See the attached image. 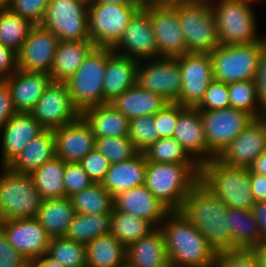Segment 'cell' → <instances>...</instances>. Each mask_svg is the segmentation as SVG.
<instances>
[{
    "instance_id": "1",
    "label": "cell",
    "mask_w": 266,
    "mask_h": 267,
    "mask_svg": "<svg viewBox=\"0 0 266 267\" xmlns=\"http://www.w3.org/2000/svg\"><path fill=\"white\" fill-rule=\"evenodd\" d=\"M227 210L228 207L224 202L198 181L185 198L179 211L219 253L231 250Z\"/></svg>"
},
{
    "instance_id": "2",
    "label": "cell",
    "mask_w": 266,
    "mask_h": 267,
    "mask_svg": "<svg viewBox=\"0 0 266 267\" xmlns=\"http://www.w3.org/2000/svg\"><path fill=\"white\" fill-rule=\"evenodd\" d=\"M166 219L159 229L171 267H213L218 253L203 234L180 211H170Z\"/></svg>"
},
{
    "instance_id": "3",
    "label": "cell",
    "mask_w": 266,
    "mask_h": 267,
    "mask_svg": "<svg viewBox=\"0 0 266 267\" xmlns=\"http://www.w3.org/2000/svg\"><path fill=\"white\" fill-rule=\"evenodd\" d=\"M200 166L147 161L144 185L170 211H179L199 181Z\"/></svg>"
},
{
    "instance_id": "4",
    "label": "cell",
    "mask_w": 266,
    "mask_h": 267,
    "mask_svg": "<svg viewBox=\"0 0 266 267\" xmlns=\"http://www.w3.org/2000/svg\"><path fill=\"white\" fill-rule=\"evenodd\" d=\"M199 181L228 208L251 210L256 202L249 168L229 166L215 157L200 166Z\"/></svg>"
},
{
    "instance_id": "5",
    "label": "cell",
    "mask_w": 266,
    "mask_h": 267,
    "mask_svg": "<svg viewBox=\"0 0 266 267\" xmlns=\"http://www.w3.org/2000/svg\"><path fill=\"white\" fill-rule=\"evenodd\" d=\"M0 176V221L36 218L42 197L30 174L11 171L7 166Z\"/></svg>"
},
{
    "instance_id": "6",
    "label": "cell",
    "mask_w": 266,
    "mask_h": 267,
    "mask_svg": "<svg viewBox=\"0 0 266 267\" xmlns=\"http://www.w3.org/2000/svg\"><path fill=\"white\" fill-rule=\"evenodd\" d=\"M108 59V47H94L75 74L65 83L72 104L82 110L104 104L103 82Z\"/></svg>"
},
{
    "instance_id": "7",
    "label": "cell",
    "mask_w": 266,
    "mask_h": 267,
    "mask_svg": "<svg viewBox=\"0 0 266 267\" xmlns=\"http://www.w3.org/2000/svg\"><path fill=\"white\" fill-rule=\"evenodd\" d=\"M212 2L193 1L177 5V17L186 41L187 53L210 54L219 44Z\"/></svg>"
},
{
    "instance_id": "8",
    "label": "cell",
    "mask_w": 266,
    "mask_h": 267,
    "mask_svg": "<svg viewBox=\"0 0 266 267\" xmlns=\"http://www.w3.org/2000/svg\"><path fill=\"white\" fill-rule=\"evenodd\" d=\"M256 0H220L214 7L220 45H241L261 42L256 37L255 18L250 3Z\"/></svg>"
},
{
    "instance_id": "9",
    "label": "cell",
    "mask_w": 266,
    "mask_h": 267,
    "mask_svg": "<svg viewBox=\"0 0 266 267\" xmlns=\"http://www.w3.org/2000/svg\"><path fill=\"white\" fill-rule=\"evenodd\" d=\"M261 42L218 45L211 53L213 78L227 84L256 80Z\"/></svg>"
},
{
    "instance_id": "10",
    "label": "cell",
    "mask_w": 266,
    "mask_h": 267,
    "mask_svg": "<svg viewBox=\"0 0 266 267\" xmlns=\"http://www.w3.org/2000/svg\"><path fill=\"white\" fill-rule=\"evenodd\" d=\"M141 7L99 2L88 6V33L94 46L112 48Z\"/></svg>"
},
{
    "instance_id": "11",
    "label": "cell",
    "mask_w": 266,
    "mask_h": 267,
    "mask_svg": "<svg viewBox=\"0 0 266 267\" xmlns=\"http://www.w3.org/2000/svg\"><path fill=\"white\" fill-rule=\"evenodd\" d=\"M41 25L59 41L90 40L88 6L80 0H50Z\"/></svg>"
},
{
    "instance_id": "12",
    "label": "cell",
    "mask_w": 266,
    "mask_h": 267,
    "mask_svg": "<svg viewBox=\"0 0 266 267\" xmlns=\"http://www.w3.org/2000/svg\"><path fill=\"white\" fill-rule=\"evenodd\" d=\"M200 115L205 132L207 151L214 158L254 119L246 111L233 107L200 111Z\"/></svg>"
},
{
    "instance_id": "13",
    "label": "cell",
    "mask_w": 266,
    "mask_h": 267,
    "mask_svg": "<svg viewBox=\"0 0 266 267\" xmlns=\"http://www.w3.org/2000/svg\"><path fill=\"white\" fill-rule=\"evenodd\" d=\"M29 113L45 130L60 128L80 116V111L72 104L67 84L54 81Z\"/></svg>"
},
{
    "instance_id": "14",
    "label": "cell",
    "mask_w": 266,
    "mask_h": 267,
    "mask_svg": "<svg viewBox=\"0 0 266 267\" xmlns=\"http://www.w3.org/2000/svg\"><path fill=\"white\" fill-rule=\"evenodd\" d=\"M181 71V89L176 103L196 107L213 78L210 54L185 53L178 57Z\"/></svg>"
},
{
    "instance_id": "15",
    "label": "cell",
    "mask_w": 266,
    "mask_h": 267,
    "mask_svg": "<svg viewBox=\"0 0 266 267\" xmlns=\"http://www.w3.org/2000/svg\"><path fill=\"white\" fill-rule=\"evenodd\" d=\"M150 16L157 45V56L176 58L187 53L186 41L177 17V5L143 6Z\"/></svg>"
},
{
    "instance_id": "16",
    "label": "cell",
    "mask_w": 266,
    "mask_h": 267,
    "mask_svg": "<svg viewBox=\"0 0 266 267\" xmlns=\"http://www.w3.org/2000/svg\"><path fill=\"white\" fill-rule=\"evenodd\" d=\"M266 151V120L254 118L216 157L222 163L249 168Z\"/></svg>"
},
{
    "instance_id": "17",
    "label": "cell",
    "mask_w": 266,
    "mask_h": 267,
    "mask_svg": "<svg viewBox=\"0 0 266 267\" xmlns=\"http://www.w3.org/2000/svg\"><path fill=\"white\" fill-rule=\"evenodd\" d=\"M144 68L137 69V84L145 90L163 96L170 103H176L181 89V71L178 57H159ZM151 64V65H150Z\"/></svg>"
},
{
    "instance_id": "18",
    "label": "cell",
    "mask_w": 266,
    "mask_h": 267,
    "mask_svg": "<svg viewBox=\"0 0 266 267\" xmlns=\"http://www.w3.org/2000/svg\"><path fill=\"white\" fill-rule=\"evenodd\" d=\"M0 229L10 245L27 260L47 254L51 236L36 218L1 220Z\"/></svg>"
},
{
    "instance_id": "19",
    "label": "cell",
    "mask_w": 266,
    "mask_h": 267,
    "mask_svg": "<svg viewBox=\"0 0 266 267\" xmlns=\"http://www.w3.org/2000/svg\"><path fill=\"white\" fill-rule=\"evenodd\" d=\"M59 39L41 24L34 25L17 53L18 69L49 73Z\"/></svg>"
},
{
    "instance_id": "20",
    "label": "cell",
    "mask_w": 266,
    "mask_h": 267,
    "mask_svg": "<svg viewBox=\"0 0 266 267\" xmlns=\"http://www.w3.org/2000/svg\"><path fill=\"white\" fill-rule=\"evenodd\" d=\"M124 47L128 52H119L118 54L138 59H154L158 58L155 34L153 32L150 21L149 12L141 7L131 17L128 27L124 30L122 37L112 47L115 52L117 49ZM140 57V58H139ZM153 57V58H151Z\"/></svg>"
},
{
    "instance_id": "21",
    "label": "cell",
    "mask_w": 266,
    "mask_h": 267,
    "mask_svg": "<svg viewBox=\"0 0 266 267\" xmlns=\"http://www.w3.org/2000/svg\"><path fill=\"white\" fill-rule=\"evenodd\" d=\"M52 131L55 136L56 157L66 163L80 162L95 149L96 138L81 116Z\"/></svg>"
},
{
    "instance_id": "22",
    "label": "cell",
    "mask_w": 266,
    "mask_h": 267,
    "mask_svg": "<svg viewBox=\"0 0 266 267\" xmlns=\"http://www.w3.org/2000/svg\"><path fill=\"white\" fill-rule=\"evenodd\" d=\"M173 138L181 144L189 155L192 154L191 156L197 157L195 160L200 165L214 158L207 151L203 123L200 111L196 107H184L178 104V121ZM199 156L201 157L199 158Z\"/></svg>"
},
{
    "instance_id": "23",
    "label": "cell",
    "mask_w": 266,
    "mask_h": 267,
    "mask_svg": "<svg viewBox=\"0 0 266 267\" xmlns=\"http://www.w3.org/2000/svg\"><path fill=\"white\" fill-rule=\"evenodd\" d=\"M3 128V167L8 166L28 142L45 130L29 112H16Z\"/></svg>"
},
{
    "instance_id": "24",
    "label": "cell",
    "mask_w": 266,
    "mask_h": 267,
    "mask_svg": "<svg viewBox=\"0 0 266 267\" xmlns=\"http://www.w3.org/2000/svg\"><path fill=\"white\" fill-rule=\"evenodd\" d=\"M114 208L155 223L164 222L170 210L145 185L120 192L114 197ZM163 219V220H162Z\"/></svg>"
},
{
    "instance_id": "25",
    "label": "cell",
    "mask_w": 266,
    "mask_h": 267,
    "mask_svg": "<svg viewBox=\"0 0 266 267\" xmlns=\"http://www.w3.org/2000/svg\"><path fill=\"white\" fill-rule=\"evenodd\" d=\"M12 103L17 112H29L51 83L49 73L15 71L8 79Z\"/></svg>"
},
{
    "instance_id": "26",
    "label": "cell",
    "mask_w": 266,
    "mask_h": 267,
    "mask_svg": "<svg viewBox=\"0 0 266 267\" xmlns=\"http://www.w3.org/2000/svg\"><path fill=\"white\" fill-rule=\"evenodd\" d=\"M138 61L118 54L108 47V59L104 75V104L110 103L137 83Z\"/></svg>"
},
{
    "instance_id": "27",
    "label": "cell",
    "mask_w": 266,
    "mask_h": 267,
    "mask_svg": "<svg viewBox=\"0 0 266 267\" xmlns=\"http://www.w3.org/2000/svg\"><path fill=\"white\" fill-rule=\"evenodd\" d=\"M126 267H171L159 227L126 246Z\"/></svg>"
},
{
    "instance_id": "28",
    "label": "cell",
    "mask_w": 266,
    "mask_h": 267,
    "mask_svg": "<svg viewBox=\"0 0 266 267\" xmlns=\"http://www.w3.org/2000/svg\"><path fill=\"white\" fill-rule=\"evenodd\" d=\"M147 160L143 152L133 158L111 164L102 186L115 197L120 192L145 184Z\"/></svg>"
},
{
    "instance_id": "29",
    "label": "cell",
    "mask_w": 266,
    "mask_h": 267,
    "mask_svg": "<svg viewBox=\"0 0 266 267\" xmlns=\"http://www.w3.org/2000/svg\"><path fill=\"white\" fill-rule=\"evenodd\" d=\"M80 116L89 125L95 138L128 136L129 119L111 103L88 107L80 112Z\"/></svg>"
},
{
    "instance_id": "30",
    "label": "cell",
    "mask_w": 266,
    "mask_h": 267,
    "mask_svg": "<svg viewBox=\"0 0 266 267\" xmlns=\"http://www.w3.org/2000/svg\"><path fill=\"white\" fill-rule=\"evenodd\" d=\"M110 103L126 118L131 120L146 115L153 116L164 109L170 102L163 96L145 90L136 83Z\"/></svg>"
},
{
    "instance_id": "31",
    "label": "cell",
    "mask_w": 266,
    "mask_h": 267,
    "mask_svg": "<svg viewBox=\"0 0 266 267\" xmlns=\"http://www.w3.org/2000/svg\"><path fill=\"white\" fill-rule=\"evenodd\" d=\"M55 136L52 130H44L32 139L7 166L11 171L31 174L45 162L56 156Z\"/></svg>"
},
{
    "instance_id": "32",
    "label": "cell",
    "mask_w": 266,
    "mask_h": 267,
    "mask_svg": "<svg viewBox=\"0 0 266 267\" xmlns=\"http://www.w3.org/2000/svg\"><path fill=\"white\" fill-rule=\"evenodd\" d=\"M91 40L59 41L49 75L54 82H66L94 48Z\"/></svg>"
},
{
    "instance_id": "33",
    "label": "cell",
    "mask_w": 266,
    "mask_h": 267,
    "mask_svg": "<svg viewBox=\"0 0 266 267\" xmlns=\"http://www.w3.org/2000/svg\"><path fill=\"white\" fill-rule=\"evenodd\" d=\"M76 212L70 198L45 199L36 219L52 237L65 236Z\"/></svg>"
},
{
    "instance_id": "34",
    "label": "cell",
    "mask_w": 266,
    "mask_h": 267,
    "mask_svg": "<svg viewBox=\"0 0 266 267\" xmlns=\"http://www.w3.org/2000/svg\"><path fill=\"white\" fill-rule=\"evenodd\" d=\"M86 267H126V246L111 233L86 244Z\"/></svg>"
},
{
    "instance_id": "35",
    "label": "cell",
    "mask_w": 266,
    "mask_h": 267,
    "mask_svg": "<svg viewBox=\"0 0 266 267\" xmlns=\"http://www.w3.org/2000/svg\"><path fill=\"white\" fill-rule=\"evenodd\" d=\"M227 218L231 232V250L254 249L259 246L260 231L251 210L228 208Z\"/></svg>"
},
{
    "instance_id": "36",
    "label": "cell",
    "mask_w": 266,
    "mask_h": 267,
    "mask_svg": "<svg viewBox=\"0 0 266 267\" xmlns=\"http://www.w3.org/2000/svg\"><path fill=\"white\" fill-rule=\"evenodd\" d=\"M65 164L63 159L55 156L30 174L43 200L65 198Z\"/></svg>"
},
{
    "instance_id": "37",
    "label": "cell",
    "mask_w": 266,
    "mask_h": 267,
    "mask_svg": "<svg viewBox=\"0 0 266 267\" xmlns=\"http://www.w3.org/2000/svg\"><path fill=\"white\" fill-rule=\"evenodd\" d=\"M112 212L104 214L76 213L65 235L71 241L87 244L96 237L111 231Z\"/></svg>"
},
{
    "instance_id": "38",
    "label": "cell",
    "mask_w": 266,
    "mask_h": 267,
    "mask_svg": "<svg viewBox=\"0 0 266 267\" xmlns=\"http://www.w3.org/2000/svg\"><path fill=\"white\" fill-rule=\"evenodd\" d=\"M156 226L141 217L120 212L113 207L110 233L122 244H128L148 236Z\"/></svg>"
},
{
    "instance_id": "39",
    "label": "cell",
    "mask_w": 266,
    "mask_h": 267,
    "mask_svg": "<svg viewBox=\"0 0 266 267\" xmlns=\"http://www.w3.org/2000/svg\"><path fill=\"white\" fill-rule=\"evenodd\" d=\"M76 213L104 214L110 213L114 207V197L102 186L93 183L91 186L69 197Z\"/></svg>"
},
{
    "instance_id": "40",
    "label": "cell",
    "mask_w": 266,
    "mask_h": 267,
    "mask_svg": "<svg viewBox=\"0 0 266 267\" xmlns=\"http://www.w3.org/2000/svg\"><path fill=\"white\" fill-rule=\"evenodd\" d=\"M33 26L32 22L18 14H14L8 9H1L0 43L18 53Z\"/></svg>"
},
{
    "instance_id": "41",
    "label": "cell",
    "mask_w": 266,
    "mask_h": 267,
    "mask_svg": "<svg viewBox=\"0 0 266 267\" xmlns=\"http://www.w3.org/2000/svg\"><path fill=\"white\" fill-rule=\"evenodd\" d=\"M46 255L64 267H86V244L65 236L52 237Z\"/></svg>"
},
{
    "instance_id": "42",
    "label": "cell",
    "mask_w": 266,
    "mask_h": 267,
    "mask_svg": "<svg viewBox=\"0 0 266 267\" xmlns=\"http://www.w3.org/2000/svg\"><path fill=\"white\" fill-rule=\"evenodd\" d=\"M147 161L156 163L198 164L175 138H160L143 151Z\"/></svg>"
},
{
    "instance_id": "43",
    "label": "cell",
    "mask_w": 266,
    "mask_h": 267,
    "mask_svg": "<svg viewBox=\"0 0 266 267\" xmlns=\"http://www.w3.org/2000/svg\"><path fill=\"white\" fill-rule=\"evenodd\" d=\"M228 92L230 107L246 111L254 118L263 117L265 110L259 111L255 105L256 103H259L257 84L255 80H244L229 83Z\"/></svg>"
},
{
    "instance_id": "44",
    "label": "cell",
    "mask_w": 266,
    "mask_h": 267,
    "mask_svg": "<svg viewBox=\"0 0 266 267\" xmlns=\"http://www.w3.org/2000/svg\"><path fill=\"white\" fill-rule=\"evenodd\" d=\"M95 148L109 160L110 164L127 161L139 153L128 136L96 138Z\"/></svg>"
},
{
    "instance_id": "45",
    "label": "cell",
    "mask_w": 266,
    "mask_h": 267,
    "mask_svg": "<svg viewBox=\"0 0 266 267\" xmlns=\"http://www.w3.org/2000/svg\"><path fill=\"white\" fill-rule=\"evenodd\" d=\"M128 138L139 152H143L159 139L156 123L152 115H146L129 120Z\"/></svg>"
},
{
    "instance_id": "46",
    "label": "cell",
    "mask_w": 266,
    "mask_h": 267,
    "mask_svg": "<svg viewBox=\"0 0 266 267\" xmlns=\"http://www.w3.org/2000/svg\"><path fill=\"white\" fill-rule=\"evenodd\" d=\"M230 107L228 84L213 79L207 87L200 103L199 111L219 110Z\"/></svg>"
},
{
    "instance_id": "47",
    "label": "cell",
    "mask_w": 266,
    "mask_h": 267,
    "mask_svg": "<svg viewBox=\"0 0 266 267\" xmlns=\"http://www.w3.org/2000/svg\"><path fill=\"white\" fill-rule=\"evenodd\" d=\"M49 2L50 0H11L7 9L38 25L45 17Z\"/></svg>"
},
{
    "instance_id": "48",
    "label": "cell",
    "mask_w": 266,
    "mask_h": 267,
    "mask_svg": "<svg viewBox=\"0 0 266 267\" xmlns=\"http://www.w3.org/2000/svg\"><path fill=\"white\" fill-rule=\"evenodd\" d=\"M213 267H260L253 249H235L219 252Z\"/></svg>"
},
{
    "instance_id": "49",
    "label": "cell",
    "mask_w": 266,
    "mask_h": 267,
    "mask_svg": "<svg viewBox=\"0 0 266 267\" xmlns=\"http://www.w3.org/2000/svg\"><path fill=\"white\" fill-rule=\"evenodd\" d=\"M92 184L93 181L89 178L88 174L84 171L79 162H70L65 164V198H69L73 194L81 192Z\"/></svg>"
},
{
    "instance_id": "50",
    "label": "cell",
    "mask_w": 266,
    "mask_h": 267,
    "mask_svg": "<svg viewBox=\"0 0 266 267\" xmlns=\"http://www.w3.org/2000/svg\"><path fill=\"white\" fill-rule=\"evenodd\" d=\"M79 163L93 183H102L111 165L109 160L96 148L90 151Z\"/></svg>"
},
{
    "instance_id": "51",
    "label": "cell",
    "mask_w": 266,
    "mask_h": 267,
    "mask_svg": "<svg viewBox=\"0 0 266 267\" xmlns=\"http://www.w3.org/2000/svg\"><path fill=\"white\" fill-rule=\"evenodd\" d=\"M156 132L160 138H173L178 121V103H169L164 109L153 115Z\"/></svg>"
},
{
    "instance_id": "52",
    "label": "cell",
    "mask_w": 266,
    "mask_h": 267,
    "mask_svg": "<svg viewBox=\"0 0 266 267\" xmlns=\"http://www.w3.org/2000/svg\"><path fill=\"white\" fill-rule=\"evenodd\" d=\"M0 267H29V260L16 251L0 229Z\"/></svg>"
},
{
    "instance_id": "53",
    "label": "cell",
    "mask_w": 266,
    "mask_h": 267,
    "mask_svg": "<svg viewBox=\"0 0 266 267\" xmlns=\"http://www.w3.org/2000/svg\"><path fill=\"white\" fill-rule=\"evenodd\" d=\"M255 81L261 110H266V38L261 41L259 66Z\"/></svg>"
},
{
    "instance_id": "54",
    "label": "cell",
    "mask_w": 266,
    "mask_h": 267,
    "mask_svg": "<svg viewBox=\"0 0 266 267\" xmlns=\"http://www.w3.org/2000/svg\"><path fill=\"white\" fill-rule=\"evenodd\" d=\"M12 70H18L17 52L0 43V80L8 79L13 74Z\"/></svg>"
},
{
    "instance_id": "55",
    "label": "cell",
    "mask_w": 266,
    "mask_h": 267,
    "mask_svg": "<svg viewBox=\"0 0 266 267\" xmlns=\"http://www.w3.org/2000/svg\"><path fill=\"white\" fill-rule=\"evenodd\" d=\"M15 110L8 84L5 80H0V128L13 117Z\"/></svg>"
},
{
    "instance_id": "56",
    "label": "cell",
    "mask_w": 266,
    "mask_h": 267,
    "mask_svg": "<svg viewBox=\"0 0 266 267\" xmlns=\"http://www.w3.org/2000/svg\"><path fill=\"white\" fill-rule=\"evenodd\" d=\"M251 212L260 231L259 246H266V201H256L251 208Z\"/></svg>"
},
{
    "instance_id": "57",
    "label": "cell",
    "mask_w": 266,
    "mask_h": 267,
    "mask_svg": "<svg viewBox=\"0 0 266 267\" xmlns=\"http://www.w3.org/2000/svg\"><path fill=\"white\" fill-rule=\"evenodd\" d=\"M249 181L255 201H266V175L254 173L249 169Z\"/></svg>"
},
{
    "instance_id": "58",
    "label": "cell",
    "mask_w": 266,
    "mask_h": 267,
    "mask_svg": "<svg viewBox=\"0 0 266 267\" xmlns=\"http://www.w3.org/2000/svg\"><path fill=\"white\" fill-rule=\"evenodd\" d=\"M29 267H64L59 262L53 261L47 255H43L29 261Z\"/></svg>"
},
{
    "instance_id": "59",
    "label": "cell",
    "mask_w": 266,
    "mask_h": 267,
    "mask_svg": "<svg viewBox=\"0 0 266 267\" xmlns=\"http://www.w3.org/2000/svg\"><path fill=\"white\" fill-rule=\"evenodd\" d=\"M249 169L254 173L266 175V151L254 160Z\"/></svg>"
},
{
    "instance_id": "60",
    "label": "cell",
    "mask_w": 266,
    "mask_h": 267,
    "mask_svg": "<svg viewBox=\"0 0 266 267\" xmlns=\"http://www.w3.org/2000/svg\"><path fill=\"white\" fill-rule=\"evenodd\" d=\"M196 0H150L148 4L153 6H168L173 7L179 4L190 3Z\"/></svg>"
},
{
    "instance_id": "61",
    "label": "cell",
    "mask_w": 266,
    "mask_h": 267,
    "mask_svg": "<svg viewBox=\"0 0 266 267\" xmlns=\"http://www.w3.org/2000/svg\"><path fill=\"white\" fill-rule=\"evenodd\" d=\"M99 3L120 4L127 6H144L140 0H98Z\"/></svg>"
},
{
    "instance_id": "62",
    "label": "cell",
    "mask_w": 266,
    "mask_h": 267,
    "mask_svg": "<svg viewBox=\"0 0 266 267\" xmlns=\"http://www.w3.org/2000/svg\"><path fill=\"white\" fill-rule=\"evenodd\" d=\"M253 250L258 257L260 267H266V246H257Z\"/></svg>"
},
{
    "instance_id": "63",
    "label": "cell",
    "mask_w": 266,
    "mask_h": 267,
    "mask_svg": "<svg viewBox=\"0 0 266 267\" xmlns=\"http://www.w3.org/2000/svg\"><path fill=\"white\" fill-rule=\"evenodd\" d=\"M11 0H0V10L7 9Z\"/></svg>"
},
{
    "instance_id": "64",
    "label": "cell",
    "mask_w": 266,
    "mask_h": 267,
    "mask_svg": "<svg viewBox=\"0 0 266 267\" xmlns=\"http://www.w3.org/2000/svg\"><path fill=\"white\" fill-rule=\"evenodd\" d=\"M80 1L87 6H90L92 4H95L98 0H80Z\"/></svg>"
},
{
    "instance_id": "65",
    "label": "cell",
    "mask_w": 266,
    "mask_h": 267,
    "mask_svg": "<svg viewBox=\"0 0 266 267\" xmlns=\"http://www.w3.org/2000/svg\"><path fill=\"white\" fill-rule=\"evenodd\" d=\"M143 4H147L150 0H140Z\"/></svg>"
},
{
    "instance_id": "66",
    "label": "cell",
    "mask_w": 266,
    "mask_h": 267,
    "mask_svg": "<svg viewBox=\"0 0 266 267\" xmlns=\"http://www.w3.org/2000/svg\"><path fill=\"white\" fill-rule=\"evenodd\" d=\"M263 118L266 120V110L264 112Z\"/></svg>"
},
{
    "instance_id": "67",
    "label": "cell",
    "mask_w": 266,
    "mask_h": 267,
    "mask_svg": "<svg viewBox=\"0 0 266 267\" xmlns=\"http://www.w3.org/2000/svg\"><path fill=\"white\" fill-rule=\"evenodd\" d=\"M197 1H207V2H210L211 0H197Z\"/></svg>"
}]
</instances>
